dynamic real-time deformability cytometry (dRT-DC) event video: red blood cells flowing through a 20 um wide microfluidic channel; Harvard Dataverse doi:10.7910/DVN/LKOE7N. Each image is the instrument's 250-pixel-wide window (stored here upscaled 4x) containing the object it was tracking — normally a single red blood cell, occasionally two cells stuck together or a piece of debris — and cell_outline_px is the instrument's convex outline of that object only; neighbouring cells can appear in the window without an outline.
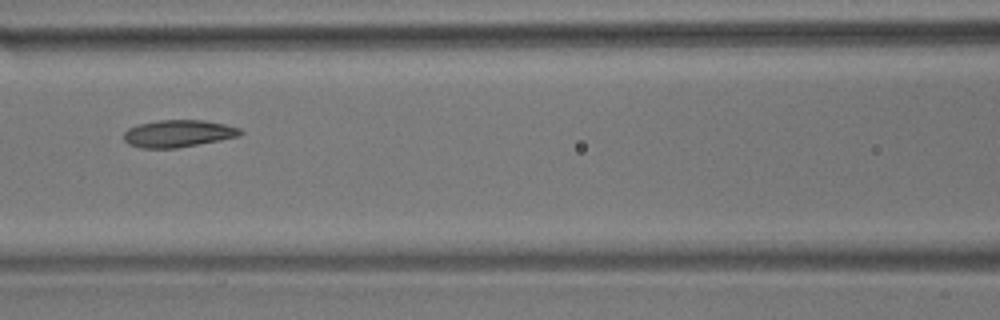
{"species": "common noctule bat (a hibernating species)", "species_latin": "Nyctalus noctula", "temperature_condition": "room temperature", "stored_images_in_passage": 8, "camera_frame_rate_fps": 3000, "um_per_image_px": 0.085, "animal": {"sex": "male", "body_mass_g": 17.9}, "frame": {"image": 1, "passage_image": 7, "time_ms": 7.0, "image_size_px": [1000, 320], "cell_outline_px": [[244, 132], [240, 136], [220, 140], [176, 148], [140, 148], [128, 144], [124, 140], [124, 132], [128, 128], [140, 124], [160, 120], [204, 120], [224, 124], [240, 128]], "centroid_in_image_um": [15.15, 11.35], "position_along_channel_um": 151.4, "area_um2": 18.44}}
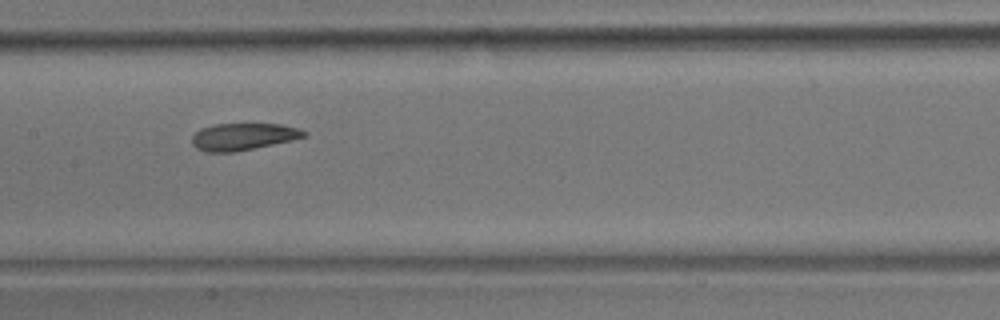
{"frame": {"image": 2, "passage_image": 8, "time_ms": 8.0, "image_size_px": [1000, 320], "cell_outline_px": [[308, 136], [292, 140], [236, 152], [208, 152], [196, 148], [192, 144], [192, 136], [200, 128], [216, 124], [280, 124], [296, 128], [308, 132]], "centroid_in_image_um": [20.67, 11.62], "position_along_channel_um": 186.7, "area_um2": 17.63}}